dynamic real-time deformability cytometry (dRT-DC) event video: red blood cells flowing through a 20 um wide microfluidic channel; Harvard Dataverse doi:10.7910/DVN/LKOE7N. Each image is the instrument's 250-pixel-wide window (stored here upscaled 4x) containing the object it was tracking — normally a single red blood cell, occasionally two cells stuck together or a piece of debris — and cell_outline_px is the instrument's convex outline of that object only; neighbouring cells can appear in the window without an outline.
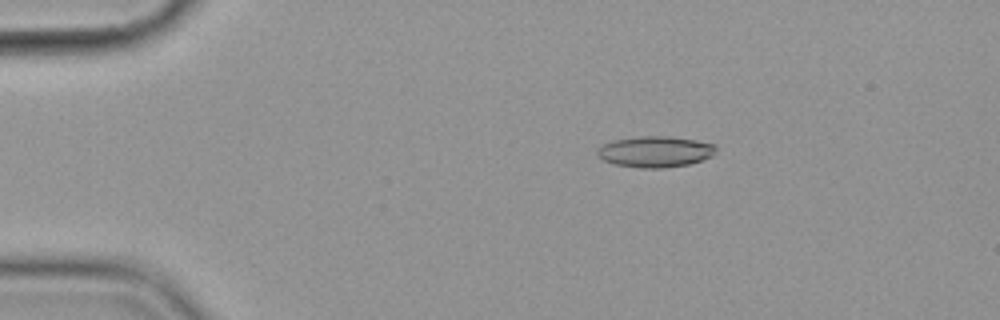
{"species": "common noctule bat (a hibernating species)", "species_latin": "Nyctalus noctula", "temperature_condition": "cold", "stored_images_in_passage": 4, "camera_frame_rate_fps": 3000, "um_per_image_px": 0.085, "animal": {"sex": "female", "body_mass_g": 19.9}, "frame": {"image": 1, "passage_image": 2, "time_ms": 1.0, "image_size_px": [1000, 320], "cell_outline_px": [[716, 148], [712, 156], [688, 164], [664, 168], [640, 168], [616, 164], [604, 160], [596, 156], [596, 148], [612, 140], [640, 136], [668, 136], [696, 140], [716, 144]], "centroid_in_image_um": [55.66, 12.88], "position_along_channel_um": 29.3, "area_um2": 21.5}}